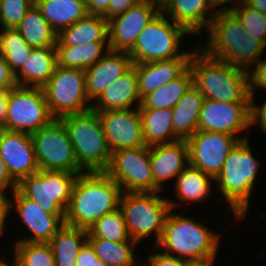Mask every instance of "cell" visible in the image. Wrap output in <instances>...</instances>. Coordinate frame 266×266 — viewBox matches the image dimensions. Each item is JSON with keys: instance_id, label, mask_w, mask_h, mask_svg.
<instances>
[{"instance_id": "1f68e13d", "label": "cell", "mask_w": 266, "mask_h": 266, "mask_svg": "<svg viewBox=\"0 0 266 266\" xmlns=\"http://www.w3.org/2000/svg\"><path fill=\"white\" fill-rule=\"evenodd\" d=\"M57 65L86 70L110 51L109 42H90L79 46H55Z\"/></svg>"}, {"instance_id": "f907efd6", "label": "cell", "mask_w": 266, "mask_h": 266, "mask_svg": "<svg viewBox=\"0 0 266 266\" xmlns=\"http://www.w3.org/2000/svg\"><path fill=\"white\" fill-rule=\"evenodd\" d=\"M88 14L104 16L109 7L110 0H85Z\"/></svg>"}, {"instance_id": "f6af8a7d", "label": "cell", "mask_w": 266, "mask_h": 266, "mask_svg": "<svg viewBox=\"0 0 266 266\" xmlns=\"http://www.w3.org/2000/svg\"><path fill=\"white\" fill-rule=\"evenodd\" d=\"M76 266H109L95 254L91 245L86 242L79 251L76 259Z\"/></svg>"}, {"instance_id": "277c9868", "label": "cell", "mask_w": 266, "mask_h": 266, "mask_svg": "<svg viewBox=\"0 0 266 266\" xmlns=\"http://www.w3.org/2000/svg\"><path fill=\"white\" fill-rule=\"evenodd\" d=\"M182 212L176 214L170 210L161 239L153 248H163L162 252L165 254L187 262L217 257L222 239L221 233L214 232L208 228V225L205 226L191 216L183 215Z\"/></svg>"}, {"instance_id": "b9f144b4", "label": "cell", "mask_w": 266, "mask_h": 266, "mask_svg": "<svg viewBox=\"0 0 266 266\" xmlns=\"http://www.w3.org/2000/svg\"><path fill=\"white\" fill-rule=\"evenodd\" d=\"M257 89L266 90V58H260L249 70L250 95H256Z\"/></svg>"}, {"instance_id": "d590c367", "label": "cell", "mask_w": 266, "mask_h": 266, "mask_svg": "<svg viewBox=\"0 0 266 266\" xmlns=\"http://www.w3.org/2000/svg\"><path fill=\"white\" fill-rule=\"evenodd\" d=\"M0 54L15 74L24 64L31 47L15 28L0 29Z\"/></svg>"}, {"instance_id": "603a6c76", "label": "cell", "mask_w": 266, "mask_h": 266, "mask_svg": "<svg viewBox=\"0 0 266 266\" xmlns=\"http://www.w3.org/2000/svg\"><path fill=\"white\" fill-rule=\"evenodd\" d=\"M191 57H178L148 63H135L141 99L159 87L180 77L188 68Z\"/></svg>"}, {"instance_id": "30bf717a", "label": "cell", "mask_w": 266, "mask_h": 266, "mask_svg": "<svg viewBox=\"0 0 266 266\" xmlns=\"http://www.w3.org/2000/svg\"><path fill=\"white\" fill-rule=\"evenodd\" d=\"M39 170L85 172L76 159L74 147L64 123L54 118L48 125L31 134Z\"/></svg>"}, {"instance_id": "8992f818", "label": "cell", "mask_w": 266, "mask_h": 266, "mask_svg": "<svg viewBox=\"0 0 266 266\" xmlns=\"http://www.w3.org/2000/svg\"><path fill=\"white\" fill-rule=\"evenodd\" d=\"M74 147L78 165L85 172L105 171L111 159L98 112L93 109L59 118Z\"/></svg>"}, {"instance_id": "f5cc1de1", "label": "cell", "mask_w": 266, "mask_h": 266, "mask_svg": "<svg viewBox=\"0 0 266 266\" xmlns=\"http://www.w3.org/2000/svg\"><path fill=\"white\" fill-rule=\"evenodd\" d=\"M8 91H0V129L5 125Z\"/></svg>"}, {"instance_id": "7bdbcfd3", "label": "cell", "mask_w": 266, "mask_h": 266, "mask_svg": "<svg viewBox=\"0 0 266 266\" xmlns=\"http://www.w3.org/2000/svg\"><path fill=\"white\" fill-rule=\"evenodd\" d=\"M255 95H250V126L258 124L260 132L266 134V99L257 106Z\"/></svg>"}, {"instance_id": "9f6ffc18", "label": "cell", "mask_w": 266, "mask_h": 266, "mask_svg": "<svg viewBox=\"0 0 266 266\" xmlns=\"http://www.w3.org/2000/svg\"><path fill=\"white\" fill-rule=\"evenodd\" d=\"M4 258L7 259L6 256H3V258H0V266H10L9 264H12L10 263L11 260L6 261Z\"/></svg>"}, {"instance_id": "8d00e7d4", "label": "cell", "mask_w": 266, "mask_h": 266, "mask_svg": "<svg viewBox=\"0 0 266 266\" xmlns=\"http://www.w3.org/2000/svg\"><path fill=\"white\" fill-rule=\"evenodd\" d=\"M13 245L12 262L16 266H56L49 243L14 242Z\"/></svg>"}, {"instance_id": "ac0fdd59", "label": "cell", "mask_w": 266, "mask_h": 266, "mask_svg": "<svg viewBox=\"0 0 266 266\" xmlns=\"http://www.w3.org/2000/svg\"><path fill=\"white\" fill-rule=\"evenodd\" d=\"M111 152L146 146L138 108L98 112Z\"/></svg>"}, {"instance_id": "db71d44e", "label": "cell", "mask_w": 266, "mask_h": 266, "mask_svg": "<svg viewBox=\"0 0 266 266\" xmlns=\"http://www.w3.org/2000/svg\"><path fill=\"white\" fill-rule=\"evenodd\" d=\"M244 2L250 7L266 14V0H245Z\"/></svg>"}, {"instance_id": "9c48e42d", "label": "cell", "mask_w": 266, "mask_h": 266, "mask_svg": "<svg viewBox=\"0 0 266 266\" xmlns=\"http://www.w3.org/2000/svg\"><path fill=\"white\" fill-rule=\"evenodd\" d=\"M78 174L80 173L38 170L22 179L17 184V190L40 205L45 212L65 215Z\"/></svg>"}, {"instance_id": "60d3db41", "label": "cell", "mask_w": 266, "mask_h": 266, "mask_svg": "<svg viewBox=\"0 0 266 266\" xmlns=\"http://www.w3.org/2000/svg\"><path fill=\"white\" fill-rule=\"evenodd\" d=\"M266 45L253 38L244 29V35L239 42V68L249 71L264 54Z\"/></svg>"}, {"instance_id": "7c38bea8", "label": "cell", "mask_w": 266, "mask_h": 266, "mask_svg": "<svg viewBox=\"0 0 266 266\" xmlns=\"http://www.w3.org/2000/svg\"><path fill=\"white\" fill-rule=\"evenodd\" d=\"M104 172L121 187L122 192H154L149 146L112 152Z\"/></svg>"}, {"instance_id": "6da1fadb", "label": "cell", "mask_w": 266, "mask_h": 266, "mask_svg": "<svg viewBox=\"0 0 266 266\" xmlns=\"http://www.w3.org/2000/svg\"><path fill=\"white\" fill-rule=\"evenodd\" d=\"M122 193L104 171L78 174L65 211V224L87 230L99 218L119 208Z\"/></svg>"}, {"instance_id": "ba28073f", "label": "cell", "mask_w": 266, "mask_h": 266, "mask_svg": "<svg viewBox=\"0 0 266 266\" xmlns=\"http://www.w3.org/2000/svg\"><path fill=\"white\" fill-rule=\"evenodd\" d=\"M42 89L54 118L92 109V102L86 92L85 70L57 65L50 80Z\"/></svg>"}, {"instance_id": "9a60e30c", "label": "cell", "mask_w": 266, "mask_h": 266, "mask_svg": "<svg viewBox=\"0 0 266 266\" xmlns=\"http://www.w3.org/2000/svg\"><path fill=\"white\" fill-rule=\"evenodd\" d=\"M161 11L160 0H142L126 12L108 20L111 51L129 52L141 31Z\"/></svg>"}, {"instance_id": "836d02e7", "label": "cell", "mask_w": 266, "mask_h": 266, "mask_svg": "<svg viewBox=\"0 0 266 266\" xmlns=\"http://www.w3.org/2000/svg\"><path fill=\"white\" fill-rule=\"evenodd\" d=\"M193 85V74L188 68L180 77L145 95L138 109H172Z\"/></svg>"}, {"instance_id": "d6986e66", "label": "cell", "mask_w": 266, "mask_h": 266, "mask_svg": "<svg viewBox=\"0 0 266 266\" xmlns=\"http://www.w3.org/2000/svg\"><path fill=\"white\" fill-rule=\"evenodd\" d=\"M0 155L9 174L17 184L39 170L29 133L1 128Z\"/></svg>"}, {"instance_id": "83f0119b", "label": "cell", "mask_w": 266, "mask_h": 266, "mask_svg": "<svg viewBox=\"0 0 266 266\" xmlns=\"http://www.w3.org/2000/svg\"><path fill=\"white\" fill-rule=\"evenodd\" d=\"M175 197L182 201V205L190 203L194 205L205 202L207 197H210L213 187L214 178L204 173L198 168L188 165L179 176L176 177ZM213 182V183H212ZM184 202V204H183ZM189 203V204H188Z\"/></svg>"}, {"instance_id": "e575fe53", "label": "cell", "mask_w": 266, "mask_h": 266, "mask_svg": "<svg viewBox=\"0 0 266 266\" xmlns=\"http://www.w3.org/2000/svg\"><path fill=\"white\" fill-rule=\"evenodd\" d=\"M87 242L93 248L98 259L109 266H140L136 259L135 249L138 243L132 239L128 242H112L107 239L87 237ZM145 266V264L141 265Z\"/></svg>"}, {"instance_id": "f546056e", "label": "cell", "mask_w": 266, "mask_h": 266, "mask_svg": "<svg viewBox=\"0 0 266 266\" xmlns=\"http://www.w3.org/2000/svg\"><path fill=\"white\" fill-rule=\"evenodd\" d=\"M87 230L64 224L48 242L56 266H76L79 251L87 242Z\"/></svg>"}, {"instance_id": "ab89813d", "label": "cell", "mask_w": 266, "mask_h": 266, "mask_svg": "<svg viewBox=\"0 0 266 266\" xmlns=\"http://www.w3.org/2000/svg\"><path fill=\"white\" fill-rule=\"evenodd\" d=\"M34 0H0V29L16 28Z\"/></svg>"}, {"instance_id": "f35d334b", "label": "cell", "mask_w": 266, "mask_h": 266, "mask_svg": "<svg viewBox=\"0 0 266 266\" xmlns=\"http://www.w3.org/2000/svg\"><path fill=\"white\" fill-rule=\"evenodd\" d=\"M230 12L239 20L249 35L266 45V14L250 7L245 2L231 9Z\"/></svg>"}, {"instance_id": "e0dca14e", "label": "cell", "mask_w": 266, "mask_h": 266, "mask_svg": "<svg viewBox=\"0 0 266 266\" xmlns=\"http://www.w3.org/2000/svg\"><path fill=\"white\" fill-rule=\"evenodd\" d=\"M11 194V211L17 213L16 217L19 216L22 221L20 225L27 227L26 230L31 233L28 237H18L15 242L48 243L65 224V215L45 212L40 205L24 197L17 189Z\"/></svg>"}, {"instance_id": "c3c4849f", "label": "cell", "mask_w": 266, "mask_h": 266, "mask_svg": "<svg viewBox=\"0 0 266 266\" xmlns=\"http://www.w3.org/2000/svg\"><path fill=\"white\" fill-rule=\"evenodd\" d=\"M142 0H110L107 13L104 17L109 20L114 16L126 12L129 8L137 5Z\"/></svg>"}, {"instance_id": "52a82bcc", "label": "cell", "mask_w": 266, "mask_h": 266, "mask_svg": "<svg viewBox=\"0 0 266 266\" xmlns=\"http://www.w3.org/2000/svg\"><path fill=\"white\" fill-rule=\"evenodd\" d=\"M192 35L160 11L141 31L134 47L128 52L135 63H148L178 57H192L194 49H180L184 37ZM183 39V40H182Z\"/></svg>"}, {"instance_id": "4dcf8cb0", "label": "cell", "mask_w": 266, "mask_h": 266, "mask_svg": "<svg viewBox=\"0 0 266 266\" xmlns=\"http://www.w3.org/2000/svg\"><path fill=\"white\" fill-rule=\"evenodd\" d=\"M139 112L146 146L179 141L173 132L171 109H139Z\"/></svg>"}, {"instance_id": "484cf974", "label": "cell", "mask_w": 266, "mask_h": 266, "mask_svg": "<svg viewBox=\"0 0 266 266\" xmlns=\"http://www.w3.org/2000/svg\"><path fill=\"white\" fill-rule=\"evenodd\" d=\"M108 41V20L102 15L88 14L57 34L55 46H79Z\"/></svg>"}, {"instance_id": "4fadbf2b", "label": "cell", "mask_w": 266, "mask_h": 266, "mask_svg": "<svg viewBox=\"0 0 266 266\" xmlns=\"http://www.w3.org/2000/svg\"><path fill=\"white\" fill-rule=\"evenodd\" d=\"M239 141L238 137L231 134L198 130L186 140L189 165L215 179L221 172L228 154Z\"/></svg>"}, {"instance_id": "bcb514c9", "label": "cell", "mask_w": 266, "mask_h": 266, "mask_svg": "<svg viewBox=\"0 0 266 266\" xmlns=\"http://www.w3.org/2000/svg\"><path fill=\"white\" fill-rule=\"evenodd\" d=\"M9 194V191L0 189V238L3 237L2 234H5L4 232L6 229V223H8L9 216L12 213L11 212V194ZM8 218V219H7Z\"/></svg>"}, {"instance_id": "816d5d0a", "label": "cell", "mask_w": 266, "mask_h": 266, "mask_svg": "<svg viewBox=\"0 0 266 266\" xmlns=\"http://www.w3.org/2000/svg\"><path fill=\"white\" fill-rule=\"evenodd\" d=\"M244 1L245 0H211L216 11H230ZM217 7H219V9Z\"/></svg>"}, {"instance_id": "ee69618b", "label": "cell", "mask_w": 266, "mask_h": 266, "mask_svg": "<svg viewBox=\"0 0 266 266\" xmlns=\"http://www.w3.org/2000/svg\"><path fill=\"white\" fill-rule=\"evenodd\" d=\"M146 266H189V262L180 260L164 252H154L147 256Z\"/></svg>"}, {"instance_id": "3957f363", "label": "cell", "mask_w": 266, "mask_h": 266, "mask_svg": "<svg viewBox=\"0 0 266 266\" xmlns=\"http://www.w3.org/2000/svg\"><path fill=\"white\" fill-rule=\"evenodd\" d=\"M249 138L240 140L228 154L221 172L214 179L216 191L228 204L234 221L246 218L250 198L261 166L250 147ZM218 189V190H217ZM235 217V218H234Z\"/></svg>"}, {"instance_id": "7a4b0ae2", "label": "cell", "mask_w": 266, "mask_h": 266, "mask_svg": "<svg viewBox=\"0 0 266 266\" xmlns=\"http://www.w3.org/2000/svg\"><path fill=\"white\" fill-rule=\"evenodd\" d=\"M189 68L193 85L204 98L250 103L249 71L208 56L198 46L193 50Z\"/></svg>"}, {"instance_id": "44dd1931", "label": "cell", "mask_w": 266, "mask_h": 266, "mask_svg": "<svg viewBox=\"0 0 266 266\" xmlns=\"http://www.w3.org/2000/svg\"><path fill=\"white\" fill-rule=\"evenodd\" d=\"M160 8L194 37L203 36L202 31L208 28L217 12L211 0H160Z\"/></svg>"}, {"instance_id": "d6a6232c", "label": "cell", "mask_w": 266, "mask_h": 266, "mask_svg": "<svg viewBox=\"0 0 266 266\" xmlns=\"http://www.w3.org/2000/svg\"><path fill=\"white\" fill-rule=\"evenodd\" d=\"M15 29L33 48L55 47L57 43L58 33L42 16L35 4L28 10Z\"/></svg>"}, {"instance_id": "ffe728a7", "label": "cell", "mask_w": 266, "mask_h": 266, "mask_svg": "<svg viewBox=\"0 0 266 266\" xmlns=\"http://www.w3.org/2000/svg\"><path fill=\"white\" fill-rule=\"evenodd\" d=\"M149 156L154 192H162L167 184L164 182L175 180L189 165V149L186 140L149 146Z\"/></svg>"}, {"instance_id": "2e32d148", "label": "cell", "mask_w": 266, "mask_h": 266, "mask_svg": "<svg viewBox=\"0 0 266 266\" xmlns=\"http://www.w3.org/2000/svg\"><path fill=\"white\" fill-rule=\"evenodd\" d=\"M250 103L221 102L205 98L199 116L198 130L231 134L240 140L239 133H249ZM247 130V131H245Z\"/></svg>"}, {"instance_id": "4316f807", "label": "cell", "mask_w": 266, "mask_h": 266, "mask_svg": "<svg viewBox=\"0 0 266 266\" xmlns=\"http://www.w3.org/2000/svg\"><path fill=\"white\" fill-rule=\"evenodd\" d=\"M204 96L192 85L172 110V127L179 140H187L198 131Z\"/></svg>"}, {"instance_id": "8fae6325", "label": "cell", "mask_w": 266, "mask_h": 266, "mask_svg": "<svg viewBox=\"0 0 266 266\" xmlns=\"http://www.w3.org/2000/svg\"><path fill=\"white\" fill-rule=\"evenodd\" d=\"M53 119L42 88L16 85L8 91L3 129L32 134Z\"/></svg>"}, {"instance_id": "74e56055", "label": "cell", "mask_w": 266, "mask_h": 266, "mask_svg": "<svg viewBox=\"0 0 266 266\" xmlns=\"http://www.w3.org/2000/svg\"><path fill=\"white\" fill-rule=\"evenodd\" d=\"M87 237L107 239L112 242H128L131 240L123 214L118 208L105 214L87 229Z\"/></svg>"}, {"instance_id": "5b68a950", "label": "cell", "mask_w": 266, "mask_h": 266, "mask_svg": "<svg viewBox=\"0 0 266 266\" xmlns=\"http://www.w3.org/2000/svg\"><path fill=\"white\" fill-rule=\"evenodd\" d=\"M158 192H123L119 202L130 238L138 244L152 233L156 246L161 239L164 223L170 210L180 206ZM176 200V201H175Z\"/></svg>"}, {"instance_id": "7dc6e473", "label": "cell", "mask_w": 266, "mask_h": 266, "mask_svg": "<svg viewBox=\"0 0 266 266\" xmlns=\"http://www.w3.org/2000/svg\"><path fill=\"white\" fill-rule=\"evenodd\" d=\"M16 85L14 73L0 54V91H9Z\"/></svg>"}, {"instance_id": "cb8c5ba5", "label": "cell", "mask_w": 266, "mask_h": 266, "mask_svg": "<svg viewBox=\"0 0 266 266\" xmlns=\"http://www.w3.org/2000/svg\"><path fill=\"white\" fill-rule=\"evenodd\" d=\"M141 100L137 72L132 67L102 92L92 103V109L101 112L139 108Z\"/></svg>"}, {"instance_id": "7402d4cb", "label": "cell", "mask_w": 266, "mask_h": 266, "mask_svg": "<svg viewBox=\"0 0 266 266\" xmlns=\"http://www.w3.org/2000/svg\"><path fill=\"white\" fill-rule=\"evenodd\" d=\"M133 67L128 52L109 51L96 64L85 70L86 92L93 103L115 80Z\"/></svg>"}, {"instance_id": "5bb4252c", "label": "cell", "mask_w": 266, "mask_h": 266, "mask_svg": "<svg viewBox=\"0 0 266 266\" xmlns=\"http://www.w3.org/2000/svg\"><path fill=\"white\" fill-rule=\"evenodd\" d=\"M205 34L206 43L197 44L206 55L239 68V42L244 28L230 11H217Z\"/></svg>"}, {"instance_id": "d4e9b609", "label": "cell", "mask_w": 266, "mask_h": 266, "mask_svg": "<svg viewBox=\"0 0 266 266\" xmlns=\"http://www.w3.org/2000/svg\"><path fill=\"white\" fill-rule=\"evenodd\" d=\"M57 66L56 47L33 48L22 67L14 74L16 84L43 88Z\"/></svg>"}, {"instance_id": "f1b7e54d", "label": "cell", "mask_w": 266, "mask_h": 266, "mask_svg": "<svg viewBox=\"0 0 266 266\" xmlns=\"http://www.w3.org/2000/svg\"><path fill=\"white\" fill-rule=\"evenodd\" d=\"M34 4L57 33L88 15L85 0H34Z\"/></svg>"}, {"instance_id": "681fc988", "label": "cell", "mask_w": 266, "mask_h": 266, "mask_svg": "<svg viewBox=\"0 0 266 266\" xmlns=\"http://www.w3.org/2000/svg\"><path fill=\"white\" fill-rule=\"evenodd\" d=\"M0 189L10 190L12 193L15 189H17V183L12 179L9 174L6 164L3 162L0 155Z\"/></svg>"}, {"instance_id": "11a10c76", "label": "cell", "mask_w": 266, "mask_h": 266, "mask_svg": "<svg viewBox=\"0 0 266 266\" xmlns=\"http://www.w3.org/2000/svg\"><path fill=\"white\" fill-rule=\"evenodd\" d=\"M216 257L207 259V260H202V261H194V262H189V266H215L214 263Z\"/></svg>"}]
</instances>
